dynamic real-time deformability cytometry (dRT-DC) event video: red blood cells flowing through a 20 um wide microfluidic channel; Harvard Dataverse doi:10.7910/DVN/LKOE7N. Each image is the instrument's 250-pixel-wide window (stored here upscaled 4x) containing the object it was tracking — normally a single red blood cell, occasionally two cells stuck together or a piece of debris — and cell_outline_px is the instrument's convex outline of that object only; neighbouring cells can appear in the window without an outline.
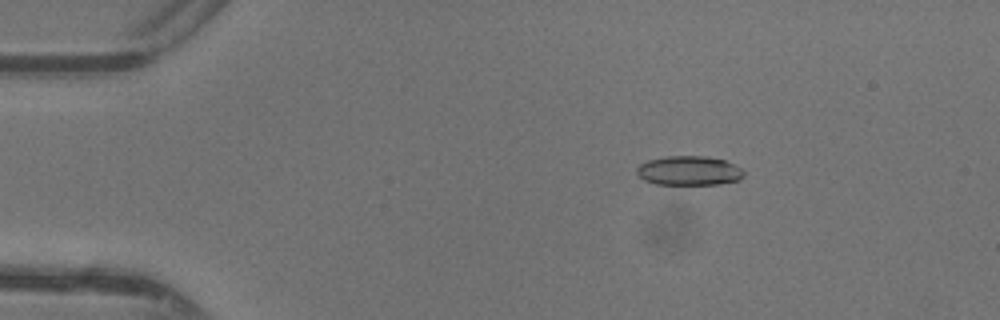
{"species": "common noctule bat (a hibernating species)", "species_latin": "Nyctalus noctula", "temperature_condition": "warm", "stored_images_in_passage": 48, "camera_frame_rate_fps": 3000, "um_per_image_px": 0.085, "animal": {"sex": "female"}, "frame": {"image": 1, "passage_image": 9, "time_ms": 2.667, "image_size_px": [1000, 320], "cell_outline_px": [[744, 176], [740, 180], [716, 184], [656, 184], [644, 180], [636, 172], [636, 168], [640, 164], [648, 160], [668, 156], [704, 156], [724, 160], [744, 168]], "centroid_in_image_um": [58.59, 14.51], "position_along_channel_um": 26.4, "area_um2": 18.32}}
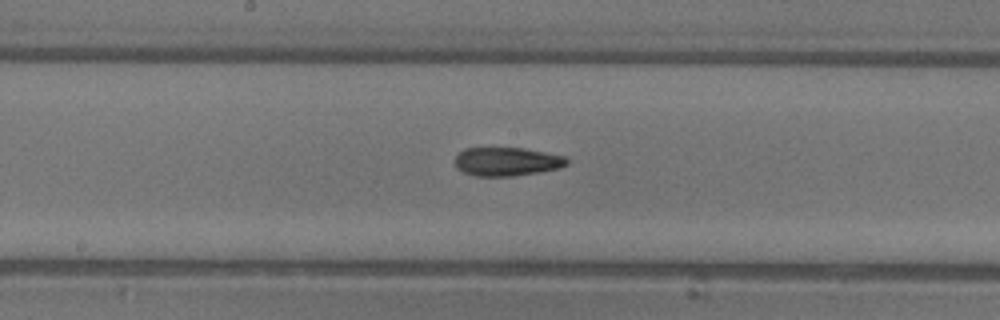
{"frame": {"image": 2, "passage_image": 26, "time_ms": 8.333, "image_size_px": [1000, 320], "cell_outline_px": [[568, 164], [560, 168], [540, 172], [512, 176], [476, 176], [464, 172], [456, 168], [456, 156], [464, 148], [524, 148], [564, 156], [568, 160]], "centroid_in_image_um": [43.09, 13.74], "position_along_channel_um": 205.1, "area_um2": 18.61}}
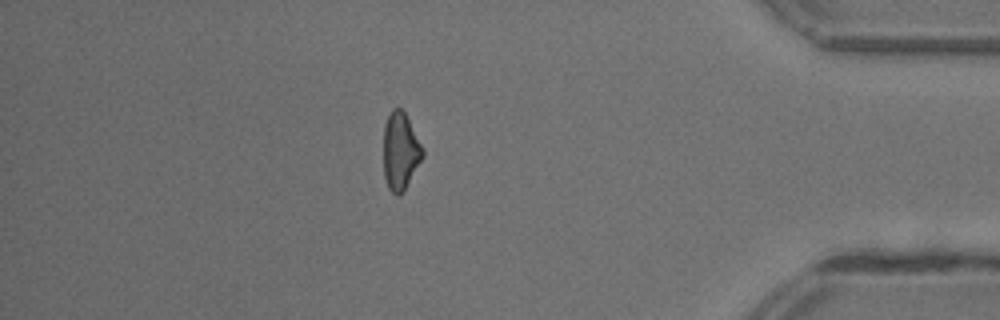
{"frame": {"image": 3, "passage_image": 42, "time_ms": 13.667, "image_size_px": [1000, 320], "cell_outline_px": [[424, 156], [404, 188], [396, 196], [388, 188], [384, 176], [384, 124], [392, 108], [400, 108], [404, 112], [424, 148]], "centroid_in_image_um": [34.03, 12.82], "position_along_channel_um": 401.2, "area_um2": 17.4}, "authors_computed_cell_mechanics": {"area_um2": 18.6694, "velocity_mm_per_s": 4.4264, "shape_relaxation_time_tau1_ms": null, "shape_relaxation_time_tau2_ms": 3.9694, "deformation_change_tau1": null, "deformation_change_tau2": 0.131}}